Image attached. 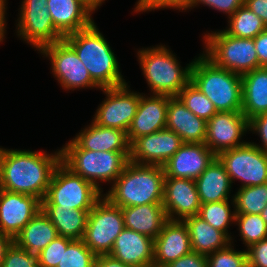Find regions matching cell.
<instances>
[{"mask_svg":"<svg viewBox=\"0 0 267 267\" xmlns=\"http://www.w3.org/2000/svg\"><path fill=\"white\" fill-rule=\"evenodd\" d=\"M60 162L61 149L47 154L0 148V189L32 195L42 201Z\"/></svg>","mask_w":267,"mask_h":267,"instance_id":"obj_1","label":"cell"},{"mask_svg":"<svg viewBox=\"0 0 267 267\" xmlns=\"http://www.w3.org/2000/svg\"><path fill=\"white\" fill-rule=\"evenodd\" d=\"M63 39L75 50L91 78L101 88L127 84L120 72L114 52L94 22Z\"/></svg>","mask_w":267,"mask_h":267,"instance_id":"obj_2","label":"cell"},{"mask_svg":"<svg viewBox=\"0 0 267 267\" xmlns=\"http://www.w3.org/2000/svg\"><path fill=\"white\" fill-rule=\"evenodd\" d=\"M165 174L163 166L129 161L111 189L103 194L119 207L162 204Z\"/></svg>","mask_w":267,"mask_h":267,"instance_id":"obj_3","label":"cell"},{"mask_svg":"<svg viewBox=\"0 0 267 267\" xmlns=\"http://www.w3.org/2000/svg\"><path fill=\"white\" fill-rule=\"evenodd\" d=\"M190 82L212 101L217 112L242 111L241 75L217 67L204 54L193 60Z\"/></svg>","mask_w":267,"mask_h":267,"instance_id":"obj_4","label":"cell"},{"mask_svg":"<svg viewBox=\"0 0 267 267\" xmlns=\"http://www.w3.org/2000/svg\"><path fill=\"white\" fill-rule=\"evenodd\" d=\"M130 151H90L73 139L61 148V162L74 174L90 181L101 192L102 182L113 183L129 162Z\"/></svg>","mask_w":267,"mask_h":267,"instance_id":"obj_5","label":"cell"},{"mask_svg":"<svg viewBox=\"0 0 267 267\" xmlns=\"http://www.w3.org/2000/svg\"><path fill=\"white\" fill-rule=\"evenodd\" d=\"M137 55L152 94L177 96L191 80L193 60L182 68L176 55L163 45L142 48Z\"/></svg>","mask_w":267,"mask_h":267,"instance_id":"obj_6","label":"cell"},{"mask_svg":"<svg viewBox=\"0 0 267 267\" xmlns=\"http://www.w3.org/2000/svg\"><path fill=\"white\" fill-rule=\"evenodd\" d=\"M205 53L217 67L243 75L259 68L254 39L228 35L224 30L203 35Z\"/></svg>","mask_w":267,"mask_h":267,"instance_id":"obj_7","label":"cell"},{"mask_svg":"<svg viewBox=\"0 0 267 267\" xmlns=\"http://www.w3.org/2000/svg\"><path fill=\"white\" fill-rule=\"evenodd\" d=\"M103 196L90 181L74 174L62 162L54 170L41 206L92 210Z\"/></svg>","mask_w":267,"mask_h":267,"instance_id":"obj_8","label":"cell"},{"mask_svg":"<svg viewBox=\"0 0 267 267\" xmlns=\"http://www.w3.org/2000/svg\"><path fill=\"white\" fill-rule=\"evenodd\" d=\"M124 228L121 207L102 196L89 212L82 240L96 256L108 255Z\"/></svg>","mask_w":267,"mask_h":267,"instance_id":"obj_9","label":"cell"},{"mask_svg":"<svg viewBox=\"0 0 267 267\" xmlns=\"http://www.w3.org/2000/svg\"><path fill=\"white\" fill-rule=\"evenodd\" d=\"M217 157L223 163L231 183L241 181L240 188L267 183V153L251 142L221 152Z\"/></svg>","mask_w":267,"mask_h":267,"instance_id":"obj_10","label":"cell"},{"mask_svg":"<svg viewBox=\"0 0 267 267\" xmlns=\"http://www.w3.org/2000/svg\"><path fill=\"white\" fill-rule=\"evenodd\" d=\"M48 0H23L17 25V35L40 51L64 36L55 28L47 7Z\"/></svg>","mask_w":267,"mask_h":267,"instance_id":"obj_11","label":"cell"},{"mask_svg":"<svg viewBox=\"0 0 267 267\" xmlns=\"http://www.w3.org/2000/svg\"><path fill=\"white\" fill-rule=\"evenodd\" d=\"M39 52L50 59L52 73L63 89H102L91 78L75 50L64 39L43 47Z\"/></svg>","mask_w":267,"mask_h":267,"instance_id":"obj_12","label":"cell"},{"mask_svg":"<svg viewBox=\"0 0 267 267\" xmlns=\"http://www.w3.org/2000/svg\"><path fill=\"white\" fill-rule=\"evenodd\" d=\"M106 99L96 110L93 121L102 127L115 128L127 133L136 115L140 93L131 91L129 85L102 88Z\"/></svg>","mask_w":267,"mask_h":267,"instance_id":"obj_13","label":"cell"},{"mask_svg":"<svg viewBox=\"0 0 267 267\" xmlns=\"http://www.w3.org/2000/svg\"><path fill=\"white\" fill-rule=\"evenodd\" d=\"M249 131V120L241 111L217 112L207 121L205 145L218 156L221 152L240 147L241 137Z\"/></svg>","mask_w":267,"mask_h":267,"instance_id":"obj_14","label":"cell"},{"mask_svg":"<svg viewBox=\"0 0 267 267\" xmlns=\"http://www.w3.org/2000/svg\"><path fill=\"white\" fill-rule=\"evenodd\" d=\"M182 144L180 136L165 128L136 138L130 144L129 161L141 165L163 166Z\"/></svg>","mask_w":267,"mask_h":267,"instance_id":"obj_15","label":"cell"},{"mask_svg":"<svg viewBox=\"0 0 267 267\" xmlns=\"http://www.w3.org/2000/svg\"><path fill=\"white\" fill-rule=\"evenodd\" d=\"M41 211V200L32 195L0 189V232L13 239Z\"/></svg>","mask_w":267,"mask_h":267,"instance_id":"obj_16","label":"cell"},{"mask_svg":"<svg viewBox=\"0 0 267 267\" xmlns=\"http://www.w3.org/2000/svg\"><path fill=\"white\" fill-rule=\"evenodd\" d=\"M162 204L169 220L198 215L201 203L195 180L165 178Z\"/></svg>","mask_w":267,"mask_h":267,"instance_id":"obj_17","label":"cell"},{"mask_svg":"<svg viewBox=\"0 0 267 267\" xmlns=\"http://www.w3.org/2000/svg\"><path fill=\"white\" fill-rule=\"evenodd\" d=\"M216 155L205 145L183 143L163 165L165 178L196 180L213 161Z\"/></svg>","mask_w":267,"mask_h":267,"instance_id":"obj_18","label":"cell"},{"mask_svg":"<svg viewBox=\"0 0 267 267\" xmlns=\"http://www.w3.org/2000/svg\"><path fill=\"white\" fill-rule=\"evenodd\" d=\"M186 224L181 220H167L154 239L153 267H165L191 252Z\"/></svg>","mask_w":267,"mask_h":267,"instance_id":"obj_19","label":"cell"},{"mask_svg":"<svg viewBox=\"0 0 267 267\" xmlns=\"http://www.w3.org/2000/svg\"><path fill=\"white\" fill-rule=\"evenodd\" d=\"M171 96L152 94L149 97L140 93L136 115L127 131L131 144L136 138L149 135L166 128L168 100Z\"/></svg>","mask_w":267,"mask_h":267,"instance_id":"obj_20","label":"cell"},{"mask_svg":"<svg viewBox=\"0 0 267 267\" xmlns=\"http://www.w3.org/2000/svg\"><path fill=\"white\" fill-rule=\"evenodd\" d=\"M154 239L124 228L108 254L131 267H153Z\"/></svg>","mask_w":267,"mask_h":267,"instance_id":"obj_21","label":"cell"},{"mask_svg":"<svg viewBox=\"0 0 267 267\" xmlns=\"http://www.w3.org/2000/svg\"><path fill=\"white\" fill-rule=\"evenodd\" d=\"M47 7L55 28L64 37L94 22L95 9L85 0H48Z\"/></svg>","mask_w":267,"mask_h":267,"instance_id":"obj_22","label":"cell"},{"mask_svg":"<svg viewBox=\"0 0 267 267\" xmlns=\"http://www.w3.org/2000/svg\"><path fill=\"white\" fill-rule=\"evenodd\" d=\"M206 128L207 121L193 114L177 96L169 98L166 129L180 136L183 143H204Z\"/></svg>","mask_w":267,"mask_h":267,"instance_id":"obj_23","label":"cell"},{"mask_svg":"<svg viewBox=\"0 0 267 267\" xmlns=\"http://www.w3.org/2000/svg\"><path fill=\"white\" fill-rule=\"evenodd\" d=\"M73 140L90 151H130L127 133L123 130L102 127L93 120Z\"/></svg>","mask_w":267,"mask_h":267,"instance_id":"obj_24","label":"cell"},{"mask_svg":"<svg viewBox=\"0 0 267 267\" xmlns=\"http://www.w3.org/2000/svg\"><path fill=\"white\" fill-rule=\"evenodd\" d=\"M124 227L155 239L168 220L163 204H145L121 208Z\"/></svg>","mask_w":267,"mask_h":267,"instance_id":"obj_25","label":"cell"},{"mask_svg":"<svg viewBox=\"0 0 267 267\" xmlns=\"http://www.w3.org/2000/svg\"><path fill=\"white\" fill-rule=\"evenodd\" d=\"M195 182L201 204L229 200L232 183L217 156Z\"/></svg>","mask_w":267,"mask_h":267,"instance_id":"obj_26","label":"cell"},{"mask_svg":"<svg viewBox=\"0 0 267 267\" xmlns=\"http://www.w3.org/2000/svg\"><path fill=\"white\" fill-rule=\"evenodd\" d=\"M242 113L250 120L267 113V67H260L241 75Z\"/></svg>","mask_w":267,"mask_h":267,"instance_id":"obj_27","label":"cell"},{"mask_svg":"<svg viewBox=\"0 0 267 267\" xmlns=\"http://www.w3.org/2000/svg\"><path fill=\"white\" fill-rule=\"evenodd\" d=\"M58 236L57 229L41 210L24 226L14 242L30 254L38 255Z\"/></svg>","mask_w":267,"mask_h":267,"instance_id":"obj_28","label":"cell"},{"mask_svg":"<svg viewBox=\"0 0 267 267\" xmlns=\"http://www.w3.org/2000/svg\"><path fill=\"white\" fill-rule=\"evenodd\" d=\"M183 221L188 228L193 252L208 255L231 243L222 231L215 229L198 215L185 218Z\"/></svg>","mask_w":267,"mask_h":267,"instance_id":"obj_29","label":"cell"},{"mask_svg":"<svg viewBox=\"0 0 267 267\" xmlns=\"http://www.w3.org/2000/svg\"><path fill=\"white\" fill-rule=\"evenodd\" d=\"M43 213L57 229L58 235L72 240L82 239L91 210L41 206Z\"/></svg>","mask_w":267,"mask_h":267,"instance_id":"obj_30","label":"cell"},{"mask_svg":"<svg viewBox=\"0 0 267 267\" xmlns=\"http://www.w3.org/2000/svg\"><path fill=\"white\" fill-rule=\"evenodd\" d=\"M228 20L229 27L223 30L233 37L253 39L267 28L264 22L244 4Z\"/></svg>","mask_w":267,"mask_h":267,"instance_id":"obj_31","label":"cell"},{"mask_svg":"<svg viewBox=\"0 0 267 267\" xmlns=\"http://www.w3.org/2000/svg\"><path fill=\"white\" fill-rule=\"evenodd\" d=\"M232 199L236 214H261L267 205V183L239 188Z\"/></svg>","mask_w":267,"mask_h":267,"instance_id":"obj_32","label":"cell"},{"mask_svg":"<svg viewBox=\"0 0 267 267\" xmlns=\"http://www.w3.org/2000/svg\"><path fill=\"white\" fill-rule=\"evenodd\" d=\"M229 200L214 203L201 204L198 216L204 219L215 229L222 231L233 243L228 228L230 224H235V210L231 211Z\"/></svg>","mask_w":267,"mask_h":267,"instance_id":"obj_33","label":"cell"},{"mask_svg":"<svg viewBox=\"0 0 267 267\" xmlns=\"http://www.w3.org/2000/svg\"><path fill=\"white\" fill-rule=\"evenodd\" d=\"M177 97L193 114L206 121L217 113L212 101L191 82L180 91Z\"/></svg>","mask_w":267,"mask_h":267,"instance_id":"obj_34","label":"cell"},{"mask_svg":"<svg viewBox=\"0 0 267 267\" xmlns=\"http://www.w3.org/2000/svg\"><path fill=\"white\" fill-rule=\"evenodd\" d=\"M235 223L247 248L267 238V225L260 214H236Z\"/></svg>","mask_w":267,"mask_h":267,"instance_id":"obj_35","label":"cell"},{"mask_svg":"<svg viewBox=\"0 0 267 267\" xmlns=\"http://www.w3.org/2000/svg\"><path fill=\"white\" fill-rule=\"evenodd\" d=\"M96 255L85 245L82 239L72 240L57 267H94Z\"/></svg>","mask_w":267,"mask_h":267,"instance_id":"obj_36","label":"cell"},{"mask_svg":"<svg viewBox=\"0 0 267 267\" xmlns=\"http://www.w3.org/2000/svg\"><path fill=\"white\" fill-rule=\"evenodd\" d=\"M207 267H248L247 251L234 250L232 243L206 255Z\"/></svg>","mask_w":267,"mask_h":267,"instance_id":"obj_37","label":"cell"},{"mask_svg":"<svg viewBox=\"0 0 267 267\" xmlns=\"http://www.w3.org/2000/svg\"><path fill=\"white\" fill-rule=\"evenodd\" d=\"M71 241L72 239L63 236L56 237L37 255L39 267H57L63 256V249H66Z\"/></svg>","mask_w":267,"mask_h":267,"instance_id":"obj_38","label":"cell"},{"mask_svg":"<svg viewBox=\"0 0 267 267\" xmlns=\"http://www.w3.org/2000/svg\"><path fill=\"white\" fill-rule=\"evenodd\" d=\"M1 267H39L38 256L13 242L4 255Z\"/></svg>","mask_w":267,"mask_h":267,"instance_id":"obj_39","label":"cell"},{"mask_svg":"<svg viewBox=\"0 0 267 267\" xmlns=\"http://www.w3.org/2000/svg\"><path fill=\"white\" fill-rule=\"evenodd\" d=\"M193 0H138L134 12L152 11L155 9L172 8L177 10L191 9Z\"/></svg>","mask_w":267,"mask_h":267,"instance_id":"obj_40","label":"cell"},{"mask_svg":"<svg viewBox=\"0 0 267 267\" xmlns=\"http://www.w3.org/2000/svg\"><path fill=\"white\" fill-rule=\"evenodd\" d=\"M246 249L248 267H267V238Z\"/></svg>","mask_w":267,"mask_h":267,"instance_id":"obj_41","label":"cell"},{"mask_svg":"<svg viewBox=\"0 0 267 267\" xmlns=\"http://www.w3.org/2000/svg\"><path fill=\"white\" fill-rule=\"evenodd\" d=\"M203 4L219 12H223L228 18L235 13L243 4L244 0H193L191 8Z\"/></svg>","mask_w":267,"mask_h":267,"instance_id":"obj_42","label":"cell"},{"mask_svg":"<svg viewBox=\"0 0 267 267\" xmlns=\"http://www.w3.org/2000/svg\"><path fill=\"white\" fill-rule=\"evenodd\" d=\"M249 131H253L260 136L262 146L254 142L251 143L267 153V113L257 115L250 119Z\"/></svg>","mask_w":267,"mask_h":267,"instance_id":"obj_43","label":"cell"},{"mask_svg":"<svg viewBox=\"0 0 267 267\" xmlns=\"http://www.w3.org/2000/svg\"><path fill=\"white\" fill-rule=\"evenodd\" d=\"M165 267H207L206 255L191 251Z\"/></svg>","mask_w":267,"mask_h":267,"instance_id":"obj_44","label":"cell"},{"mask_svg":"<svg viewBox=\"0 0 267 267\" xmlns=\"http://www.w3.org/2000/svg\"><path fill=\"white\" fill-rule=\"evenodd\" d=\"M253 39L259 60V68L267 67V28Z\"/></svg>","mask_w":267,"mask_h":267,"instance_id":"obj_45","label":"cell"},{"mask_svg":"<svg viewBox=\"0 0 267 267\" xmlns=\"http://www.w3.org/2000/svg\"><path fill=\"white\" fill-rule=\"evenodd\" d=\"M244 5L258 16L267 27V0H244Z\"/></svg>","mask_w":267,"mask_h":267,"instance_id":"obj_46","label":"cell"},{"mask_svg":"<svg viewBox=\"0 0 267 267\" xmlns=\"http://www.w3.org/2000/svg\"><path fill=\"white\" fill-rule=\"evenodd\" d=\"M94 267H131L125 265L119 260L114 259L110 255H98L95 260Z\"/></svg>","mask_w":267,"mask_h":267,"instance_id":"obj_47","label":"cell"},{"mask_svg":"<svg viewBox=\"0 0 267 267\" xmlns=\"http://www.w3.org/2000/svg\"><path fill=\"white\" fill-rule=\"evenodd\" d=\"M13 242L14 239L12 237L0 232V267L2 266L4 255Z\"/></svg>","mask_w":267,"mask_h":267,"instance_id":"obj_48","label":"cell"},{"mask_svg":"<svg viewBox=\"0 0 267 267\" xmlns=\"http://www.w3.org/2000/svg\"><path fill=\"white\" fill-rule=\"evenodd\" d=\"M7 0H0V42H3V39L5 37V32H6V18L5 14L6 12V5H7Z\"/></svg>","mask_w":267,"mask_h":267,"instance_id":"obj_49","label":"cell"},{"mask_svg":"<svg viewBox=\"0 0 267 267\" xmlns=\"http://www.w3.org/2000/svg\"><path fill=\"white\" fill-rule=\"evenodd\" d=\"M89 3L94 9H97L98 6L100 7L105 0H85Z\"/></svg>","mask_w":267,"mask_h":267,"instance_id":"obj_50","label":"cell"},{"mask_svg":"<svg viewBox=\"0 0 267 267\" xmlns=\"http://www.w3.org/2000/svg\"><path fill=\"white\" fill-rule=\"evenodd\" d=\"M260 215H261L262 219L264 220V222L267 225V205H266L265 209L261 212Z\"/></svg>","mask_w":267,"mask_h":267,"instance_id":"obj_51","label":"cell"}]
</instances>
